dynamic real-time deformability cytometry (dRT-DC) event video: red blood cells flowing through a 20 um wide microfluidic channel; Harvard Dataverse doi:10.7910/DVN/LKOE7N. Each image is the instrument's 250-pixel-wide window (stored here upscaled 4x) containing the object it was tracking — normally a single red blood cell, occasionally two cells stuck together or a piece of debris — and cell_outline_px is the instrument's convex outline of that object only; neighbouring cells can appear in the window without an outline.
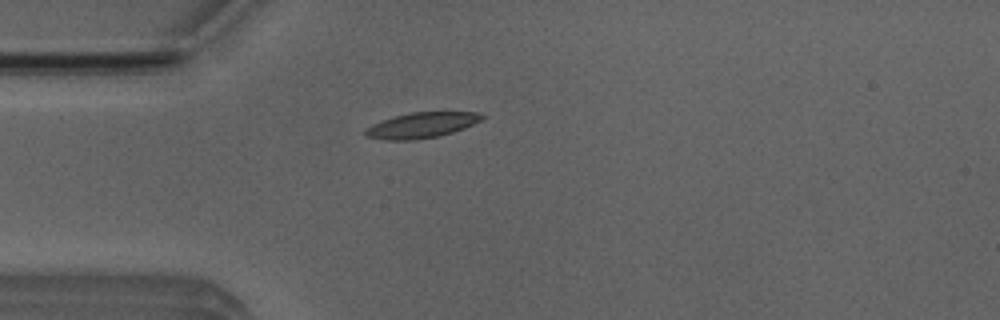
{"species": "Egyptian fruit bat (a non-hibernating species)", "species_latin": "Rousettus aegyptiacus", "temperature_condition": "room temperature", "stored_images_in_passage": 52, "camera_frame_rate_fps": 3000, "um_per_image_px": 0.085, "animal": {"sex": "male"}, "frame": {"image": 1, "passage_image": 15, "time_ms": 4.667, "image_size_px": [1000, 320], "cell_outline_px": [[484, 116], [480, 120], [464, 128], [440, 136], [416, 140], [380, 140], [364, 136], [364, 128], [372, 124], [392, 116], [408, 112], [476, 112]], "centroid_in_image_um": [35.73, 10.65], "position_along_channel_um": 49.3, "area_um2": 17.51}}
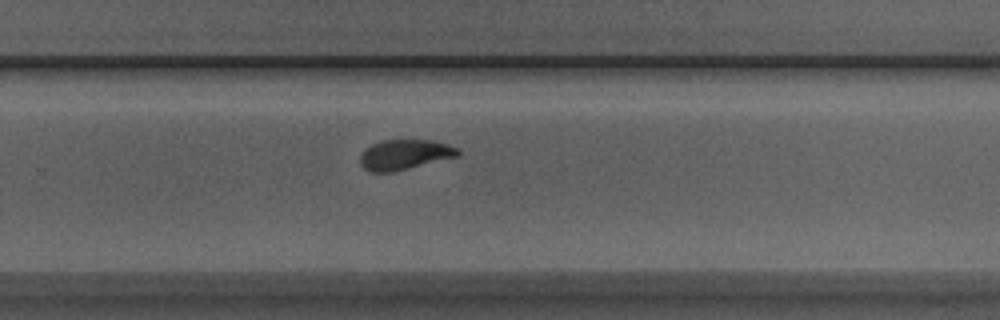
{"frame": {"image": 2, "passage_image": 35, "time_ms": 11.333, "image_size_px": [1000, 320], "cell_outline_px": [[460, 152], [456, 156], [392, 172], [368, 172], [360, 164], [360, 156], [372, 144], [384, 140], [432, 140], [448, 144], [456, 148]], "centroid_in_image_um": [34.36, 13.14], "position_along_channel_um": 295.4, "area_um2": 16.76}}
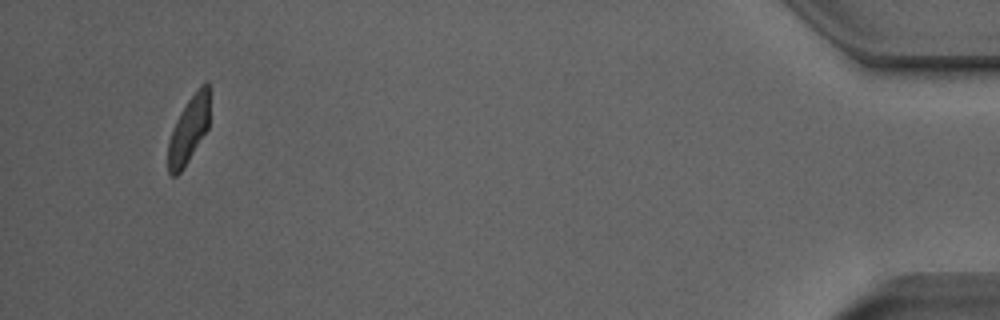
{"frame": {"image": 3, "passage_image": 51, "time_ms": 16.667, "image_size_px": [1000, 320], "cell_outline_px": [[208, 128], [188, 160], [180, 172], [176, 176], [172, 176], [168, 172], [168, 144], [172, 128], [180, 112], [188, 100], [200, 84], [208, 80]], "centroid_in_image_um": [16.02, 11.01], "position_along_channel_um": 419.2, "area_um2": 15.84}}